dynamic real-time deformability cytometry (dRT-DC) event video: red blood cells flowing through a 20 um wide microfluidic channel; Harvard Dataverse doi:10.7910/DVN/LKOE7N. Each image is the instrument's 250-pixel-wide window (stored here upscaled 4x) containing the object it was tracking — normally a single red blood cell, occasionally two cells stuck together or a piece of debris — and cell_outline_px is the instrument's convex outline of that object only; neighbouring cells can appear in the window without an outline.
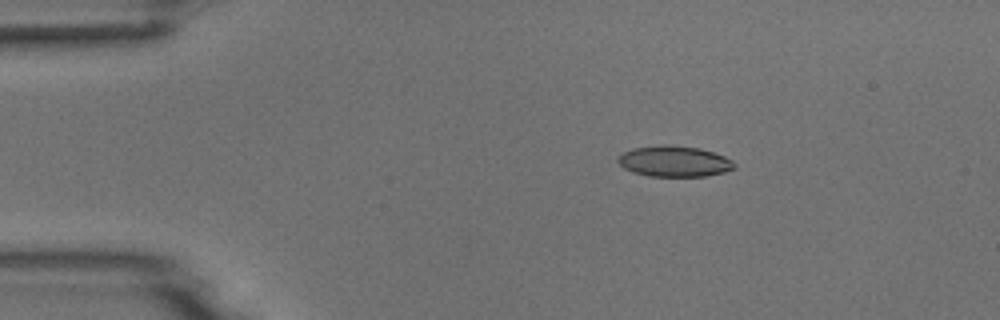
{"species": "common noctule bat (a hibernating species)", "species_latin": "Nyctalus noctula", "temperature_condition": "room temperature", "stored_images_in_passage": 6, "camera_frame_rate_fps": 3000, "um_per_image_px": 0.085, "animal": {"sex": "male", "body_mass_g": 18.8}, "frame": {"image": 1, "passage_image": 3, "time_ms": 2.333, "image_size_px": [1000, 320], "cell_outline_px": [[736, 168], [724, 172], [708, 176], [648, 176], [632, 172], [624, 168], [616, 160], [624, 152], [632, 148], [660, 144], [668, 144], [700, 148], [724, 156], [732, 160], [736, 164]], "centroid_in_image_um": [57.32, 13.71], "position_along_channel_um": 27.7, "area_um2": 21.1}}
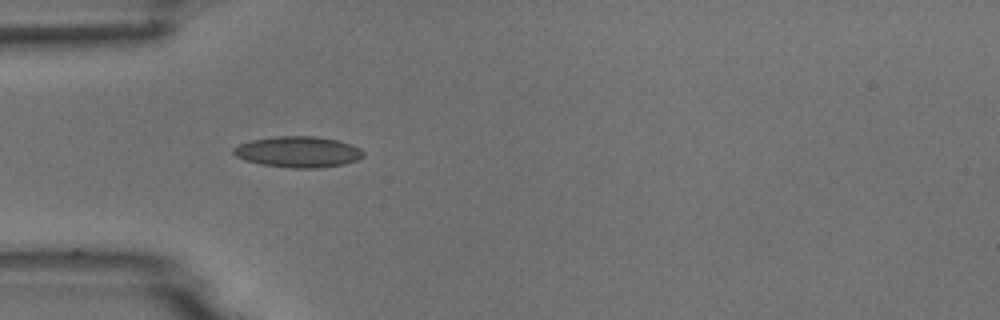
{"frame": {"image": 2, "passage_image": 5, "time_ms": 4.667, "image_size_px": [1000, 320], "cell_outline_px": [[364, 156], [360, 160], [344, 164], [320, 168], [292, 168], [260, 164], [244, 160], [236, 156], [232, 152], [232, 148], [240, 144], [252, 140], [276, 136], [316, 136], [336, 140], [352, 144], [360, 148], [364, 152]], "centroid_in_image_um": [25.37, 12.91], "position_along_channel_um": 59.6, "area_um2": 23.64}}
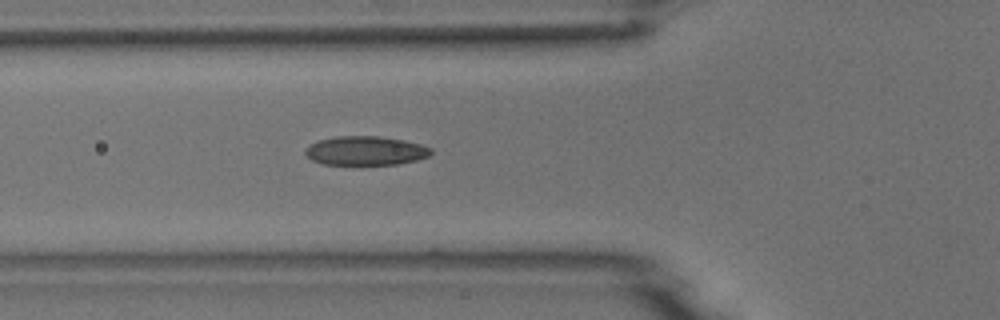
{"frame": {"image": 3, "passage_image": 6, "time_ms": 5.667, "image_size_px": [1000, 320], "cell_outline_px": [[432, 152], [428, 156], [416, 160], [400, 164], [320, 164], [312, 160], [304, 152], [304, 148], [320, 140], [336, 136], [380, 136], [404, 140], [420, 144], [432, 148]], "centroid_in_image_um": [31.08, 12.81], "position_along_channel_um": 94.7, "area_um2": 21.21}}